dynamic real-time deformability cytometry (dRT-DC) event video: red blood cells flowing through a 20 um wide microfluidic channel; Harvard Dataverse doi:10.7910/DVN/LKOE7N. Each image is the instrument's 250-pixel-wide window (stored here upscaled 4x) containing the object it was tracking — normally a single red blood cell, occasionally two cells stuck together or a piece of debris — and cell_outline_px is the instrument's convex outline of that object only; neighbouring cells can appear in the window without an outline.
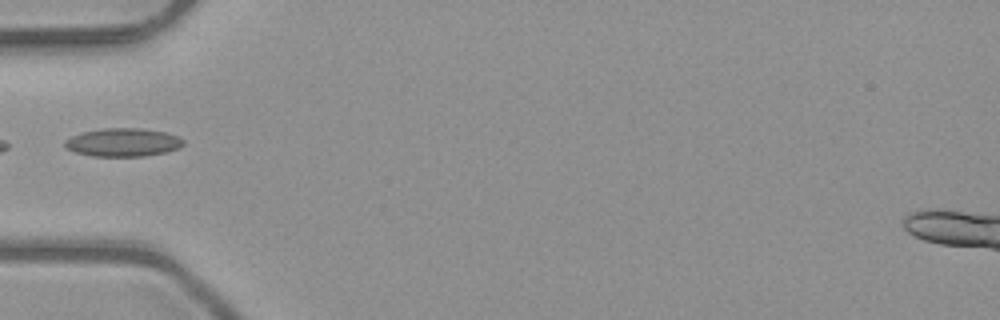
{"species": "common noctule bat (a hibernating species)", "species_latin": "Nyctalus noctula", "temperature_condition": "room temperature", "stored_images_in_passage": 4, "camera_frame_rate_fps": 3000, "um_per_image_px": 0.085, "animal": {"sex": "male", "body_mass_g": 23.1, "forearm_length_mm": 52.7}, "frame": {"image": 1, "passage_image": 3, "time_ms": 0.667, "image_size_px": [1000, 320], "cell_outline_px": [[184, 144], [180, 148], [168, 152], [144, 156], [92, 156], [76, 152], [64, 148], [64, 140], [80, 132], [100, 128], [140, 128], [164, 132], [176, 136], [184, 140]], "centroid_in_image_um": [10.43, 12.1], "position_along_channel_um": 74.6, "area_um2": 19.71}}
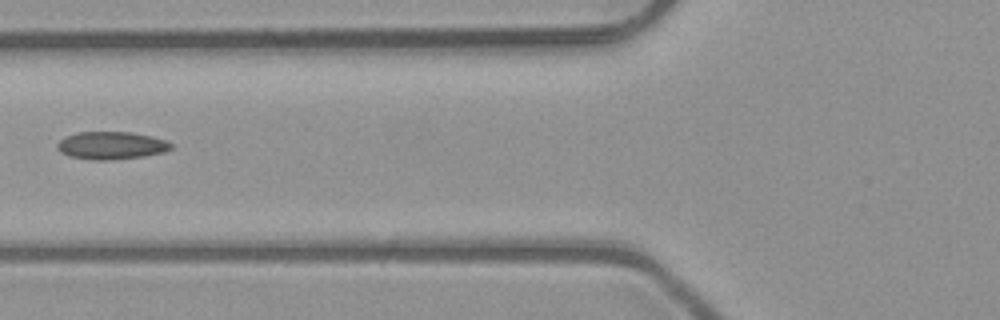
{"frame": {"image": 2, "passage_image": 4, "time_ms": 1.0, "image_size_px": [1000, 320], "cell_outline_px": [[172, 148], [164, 152], [144, 156], [112, 160], [92, 160], [68, 156], [60, 152], [56, 148], [56, 144], [60, 140], [76, 132], [132, 132], [152, 136], [164, 140], [172, 144]], "centroid_in_image_um": [9.44, 12.37], "position_along_channel_um": 116.4, "area_um2": 18.44}}